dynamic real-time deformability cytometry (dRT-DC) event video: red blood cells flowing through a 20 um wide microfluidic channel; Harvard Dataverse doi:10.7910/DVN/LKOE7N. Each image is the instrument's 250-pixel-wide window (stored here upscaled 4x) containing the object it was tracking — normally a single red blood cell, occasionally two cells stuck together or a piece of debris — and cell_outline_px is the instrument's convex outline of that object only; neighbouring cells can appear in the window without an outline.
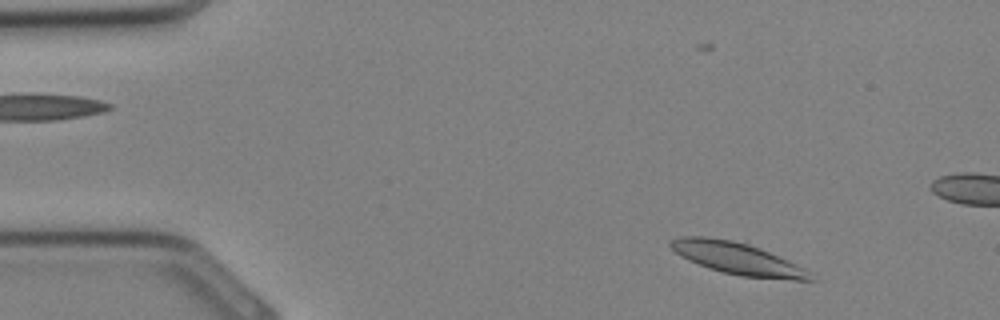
{"species": "Egyptian fruit bat (a non-hibernating species)", "species_latin": "Rousettus aegyptiacus", "temperature_condition": "cold", "stored_images_in_passage": 8, "camera_frame_rate_fps": 3000, "um_per_image_px": 0.085, "animal": {"sex": "female"}, "frame": {"image": 1, "passage_image": 2, "time_ms": 0.333, "image_size_px": [1000, 320], "cell_outline_px": [[816, 280], [792, 280], [740, 276], [708, 268], [688, 260], [680, 256], [668, 244], [668, 240], [680, 236], [708, 236], [732, 240], [748, 244], [760, 248], [788, 260], [804, 268]], "centroid_in_image_um": [62.64, 21.96], "position_along_channel_um": 22.4, "area_um2": 26.01}}